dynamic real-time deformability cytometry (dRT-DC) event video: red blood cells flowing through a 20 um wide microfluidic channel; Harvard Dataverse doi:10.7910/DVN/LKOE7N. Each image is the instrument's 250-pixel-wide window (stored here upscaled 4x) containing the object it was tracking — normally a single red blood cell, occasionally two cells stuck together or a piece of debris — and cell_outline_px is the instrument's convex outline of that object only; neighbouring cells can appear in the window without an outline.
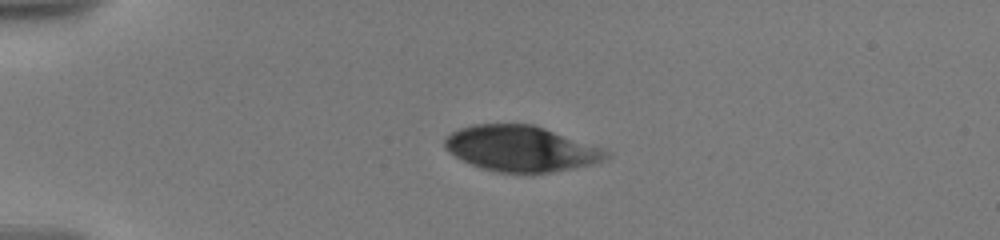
{"species": "human", "species_latin": "Homo sapiens", "temperature_condition": "warm", "stored_images_in_passage": 15, "camera_frame_rate_fps": 3000, "um_per_image_px": 0.085, "donor": {"sex": "male"}, "frame": {"image": 1, "passage_image": 1, "time_ms": 0.0, "image_size_px": [1000, 240], "cell_outline_px": [[608, 156], [600, 160], [588, 164], [536, 176], [524, 176], [496, 172], [480, 168], [456, 156], [444, 144], [444, 140], [452, 132], [460, 128], [472, 124], [532, 124], [544, 128], [600, 148], [608, 152]], "centroid_in_image_um": [44.23, 12.67], "position_along_channel_um": 40.8, "area_um2": 42.77}}